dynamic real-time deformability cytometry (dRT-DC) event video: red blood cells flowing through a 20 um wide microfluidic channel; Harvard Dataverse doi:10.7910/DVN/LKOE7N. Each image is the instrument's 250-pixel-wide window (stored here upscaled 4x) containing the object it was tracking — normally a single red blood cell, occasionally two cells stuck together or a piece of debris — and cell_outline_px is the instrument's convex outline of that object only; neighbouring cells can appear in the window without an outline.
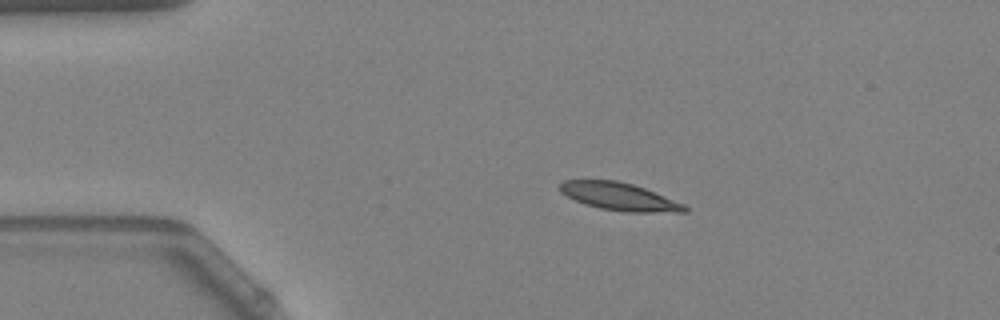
{"species": "Egyptian fruit bat (a non-hibernating species)", "species_latin": "Rousettus aegyptiacus", "temperature_condition": "warm", "stored_images_in_passage": 4, "camera_frame_rate_fps": 3000, "um_per_image_px": 0.085, "animal": {"sex": "female"}, "frame": {"image": 1, "passage_image": 1, "time_ms": 0.0, "image_size_px": [1000, 320], "cell_outline_px": [[688, 212], [624, 212], [600, 208], [584, 204], [560, 192], [560, 184], [564, 180], [616, 180], [632, 184], [644, 188], [684, 204], [688, 208]], "centroid_in_image_um": [52.64, 16.71], "position_along_channel_um": 32.4, "area_um2": 19.94}}